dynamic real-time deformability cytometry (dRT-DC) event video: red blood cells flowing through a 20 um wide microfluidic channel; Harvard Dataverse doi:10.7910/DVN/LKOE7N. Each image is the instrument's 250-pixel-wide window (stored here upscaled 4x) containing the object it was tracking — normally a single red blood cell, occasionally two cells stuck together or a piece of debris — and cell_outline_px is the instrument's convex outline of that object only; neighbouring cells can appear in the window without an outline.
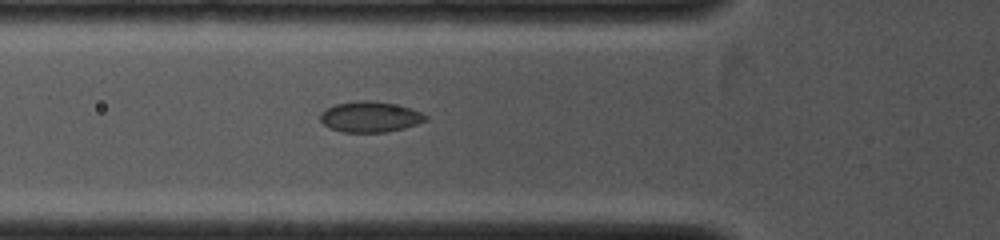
{"species": "common noctule bat (a hibernating species)", "species_latin": "Nyctalus noctula", "temperature_condition": "cold", "stored_images_in_passage": 10, "camera_frame_rate_fps": 4000, "um_per_image_px": 0.085, "animal": {"sex": "female", "body_mass_g": 19.0, "forearm_length_mm": 53.3}, "frame": {"image": 1, "passage_image": 2, "time_ms": 0.5, "image_size_px": [1000, 240], "cell_outline_px": [[428, 120], [404, 128], [384, 132], [340, 132], [324, 124], [320, 120], [320, 112], [336, 104], [360, 100], [372, 100], [392, 104], [408, 108], [420, 112], [428, 116]], "centroid_in_image_um": [31.45, 9.93], "position_along_channel_um": 94.4, "area_um2": 18.61}}
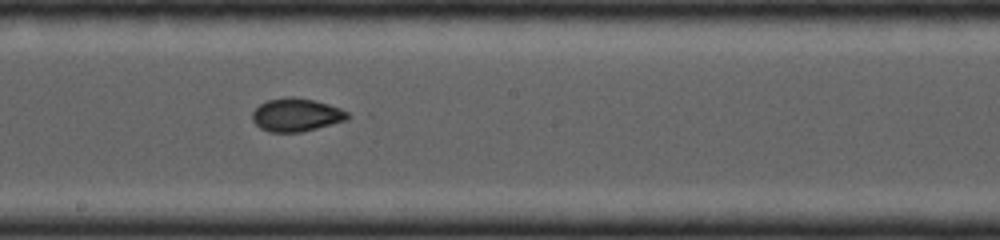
{"frame": {"image": 2, "passage_image": 7, "time_ms": 3.0, "image_size_px": [1000, 240], "cell_outline_px": [[352, 116], [348, 120], [300, 132], [268, 132], [260, 128], [252, 120], [252, 112], [260, 104], [268, 100], [312, 100], [340, 108], [348, 112]], "centroid_in_image_um": [25.21, 9.82], "position_along_channel_um": 223.0, "area_um2": 17.69}}
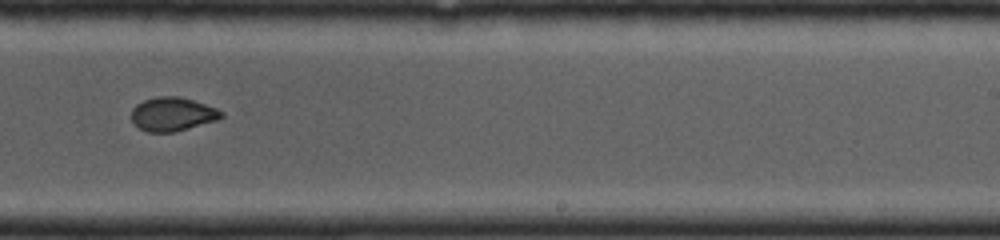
{"frame": {"image": 3, "passage_image": 9, "time_ms": 4.0, "image_size_px": [1000, 240], "cell_outline_px": [[224, 116], [216, 120], [172, 132], [148, 132], [140, 128], [132, 120], [132, 108], [136, 104], [144, 100], [160, 96], [176, 96], [192, 100], [216, 108], [224, 112]], "centroid_in_image_um": [14.65, 9.69], "position_along_channel_um": 274.3, "area_um2": 17.34}}